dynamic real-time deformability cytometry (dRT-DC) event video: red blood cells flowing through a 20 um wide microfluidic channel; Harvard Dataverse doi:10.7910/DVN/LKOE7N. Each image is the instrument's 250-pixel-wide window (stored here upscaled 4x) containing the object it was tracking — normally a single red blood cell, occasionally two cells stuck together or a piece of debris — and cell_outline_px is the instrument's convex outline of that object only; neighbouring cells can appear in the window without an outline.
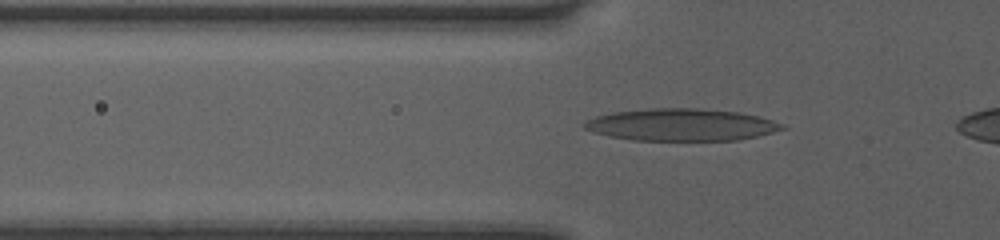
{"species": "human", "species_latin": "Homo sapiens", "temperature_condition": "room temperature", "stored_images_in_passage": 35, "camera_frame_rate_fps": 3000, "um_per_image_px": 0.085, "donor": {"sex": "female"}, "frame": {"image": 1, "passage_image": 7, "time_ms": 2.0, "image_size_px": [1000, 240], "cell_outline_px": [[788, 128], [756, 136], [736, 140], [632, 140], [608, 136], [584, 128], [580, 124], [584, 120], [596, 116], [612, 112], [652, 108], [700, 108], [740, 112], [760, 116], [784, 124]], "centroid_in_image_um": [57.9, 10.59], "position_along_channel_um": 67.9, "area_um2": 37.22}}
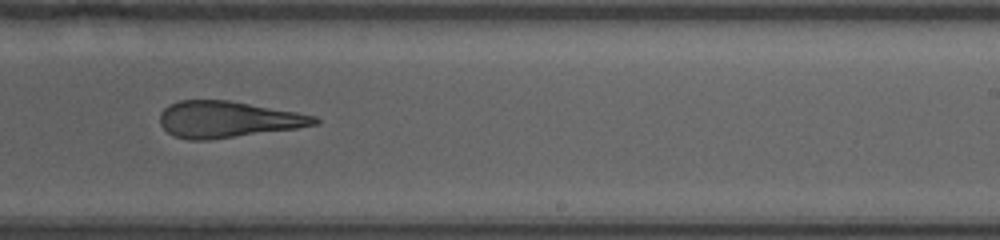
{"frame": {"image": 2, "passage_image": 22, "time_ms": 7.0, "image_size_px": [1000, 240], "cell_outline_px": [[320, 124], [296, 128], [208, 140], [188, 140], [176, 136], [168, 132], [160, 124], [160, 112], [168, 104], [180, 100], [228, 100], [296, 112], [316, 116], [320, 120]], "centroid_in_image_um": [19.34, 10.14], "position_along_channel_um": 269.7, "area_um2": 32.66}}
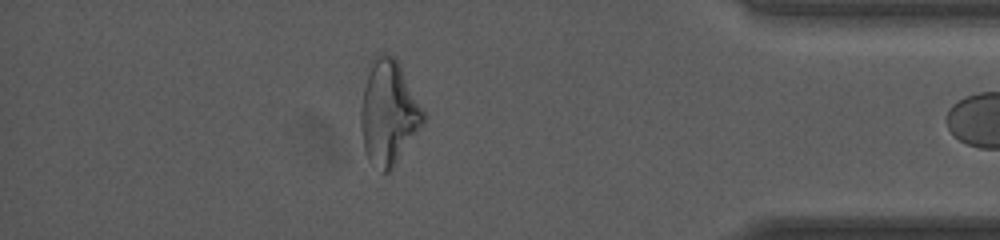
{"frame": {"image": 3, "passage_image": 34, "time_ms": 11.0, "image_size_px": [1000, 240], "cell_outline_px": [[424, 124], [392, 168], [388, 172], [380, 172], [368, 160], [364, 148], [360, 124], [360, 112], [364, 88], [372, 56], [380, 52], [384, 52], [392, 56], [400, 64], [424, 112]], "centroid_in_image_um": [33.01, 9.57], "position_along_channel_um": 402.2, "area_um2": 37.86}}